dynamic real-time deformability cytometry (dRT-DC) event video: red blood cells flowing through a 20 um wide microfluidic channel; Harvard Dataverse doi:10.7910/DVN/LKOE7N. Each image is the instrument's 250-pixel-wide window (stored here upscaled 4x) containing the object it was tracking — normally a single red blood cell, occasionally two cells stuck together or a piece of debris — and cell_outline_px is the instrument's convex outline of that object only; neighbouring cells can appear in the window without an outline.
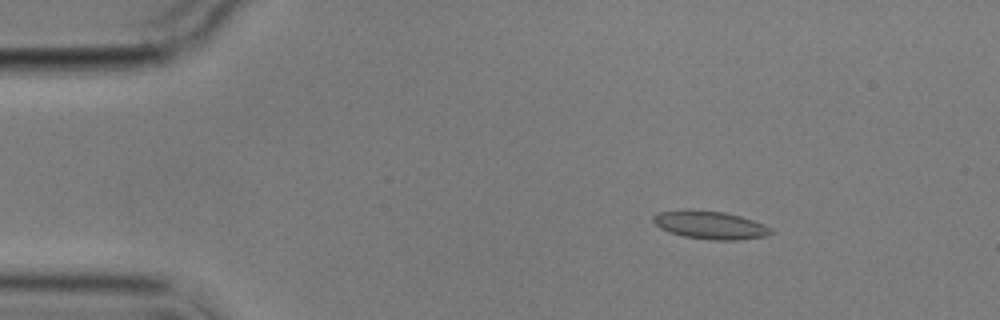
{"species": "common noctule bat (a hibernating species)", "species_latin": "Nyctalus noctula", "temperature_condition": "cold", "stored_images_in_passage": 5, "camera_frame_rate_fps": 3000, "um_per_image_px": 0.085, "animal": {"sex": "male", "body_mass_g": 17.9}, "frame": {"image": 1, "passage_image": 3, "time_ms": 2.333, "image_size_px": [1000, 320], "cell_outline_px": [[772, 232], [768, 236], [736, 240], [712, 240], [684, 236], [668, 232], [660, 228], [652, 220], [652, 216], [660, 212], [688, 208], [692, 208], [724, 212], [740, 216], [764, 224], [772, 228]], "centroid_in_image_um": [60.34, 19.11], "position_along_channel_um": 24.7, "area_um2": 19.48}}